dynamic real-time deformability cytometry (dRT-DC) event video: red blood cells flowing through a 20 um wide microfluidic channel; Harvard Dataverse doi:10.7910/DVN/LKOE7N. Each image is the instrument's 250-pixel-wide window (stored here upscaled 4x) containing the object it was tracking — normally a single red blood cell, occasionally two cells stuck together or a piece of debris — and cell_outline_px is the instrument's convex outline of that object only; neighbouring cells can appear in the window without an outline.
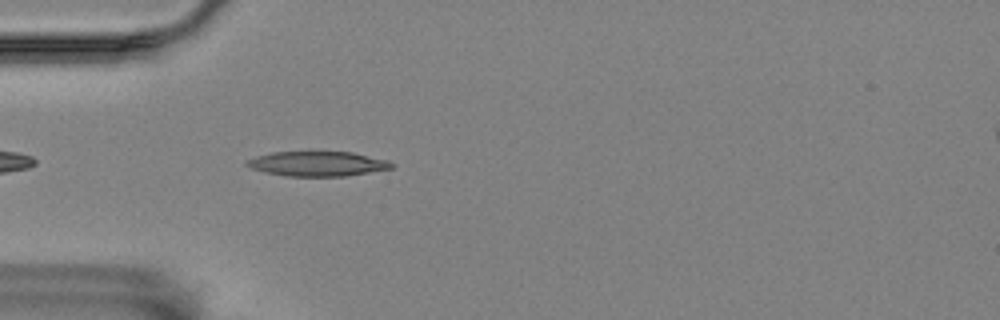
{"species": "Egyptian fruit bat (a non-hibernating species)", "species_latin": "Rousettus aegyptiacus", "temperature_condition": "room temperature", "stored_images_in_passage": 44, "camera_frame_rate_fps": 3000, "um_per_image_px": 0.085, "animal": {"sex": "female"}, "frame": {"image": 1, "passage_image": 5, "time_ms": 1.333, "image_size_px": [1000, 320], "cell_outline_px": [[396, 164], [392, 168], [344, 176], [288, 176], [264, 172], [252, 168], [244, 164], [244, 160], [256, 156], [272, 152], [352, 152], [388, 160]], "centroid_in_image_um": [26.96, 13.91], "position_along_channel_um": 58.0, "area_um2": 20.87}}
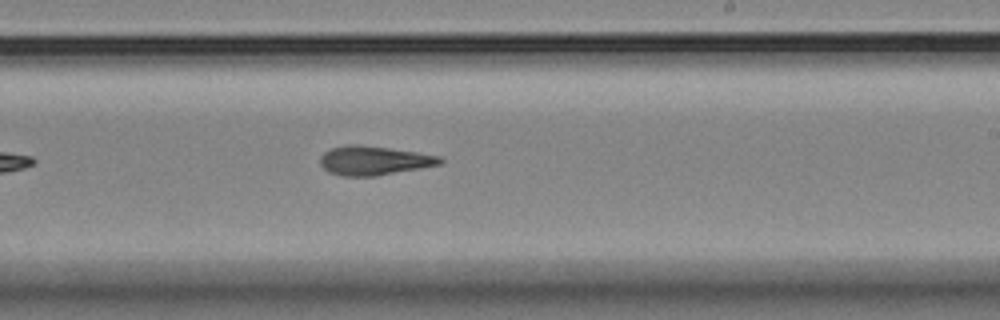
{"frame": {"image": 2, "passage_image": 22, "time_ms": 7.0, "image_size_px": [1000, 320], "cell_outline_px": [[444, 160], [440, 164], [420, 168], [376, 176], [344, 176], [328, 172], [320, 164], [320, 156], [324, 152], [332, 148], [348, 144], [356, 144], [388, 148], [416, 152], [440, 156]], "centroid_in_image_um": [31.76, 13.65], "position_along_channel_um": 257.2, "area_um2": 20.17}}
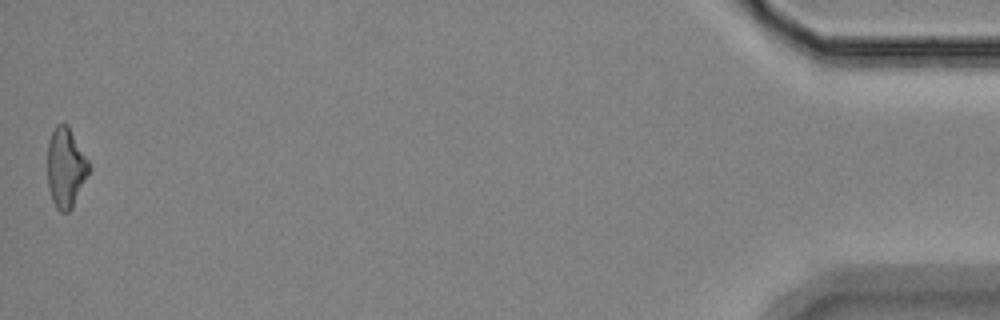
{"frame": {"image": 3, "passage_image": 44, "time_ms": 14.333, "image_size_px": [1000, 320], "cell_outline_px": [[92, 168], [72, 208], [68, 212], [60, 212], [56, 208], [52, 200], [48, 188], [48, 140], [56, 124], [68, 124], [88, 160]], "centroid_in_image_um": [5.6, 14.26], "position_along_channel_um": 429.6, "area_um2": 19.42}, "authors_computed_cell_mechanics": {"area_um2": 20.0566, "velocity_mm_per_s": 3.5737, "shape_relaxation_time_tau1_ms": 5.9583, "shape_relaxation_time_tau2_ms": 6.0175, "deformation_change_tau1": 0.1658, "deformation_change_tau2": 0.1599}}